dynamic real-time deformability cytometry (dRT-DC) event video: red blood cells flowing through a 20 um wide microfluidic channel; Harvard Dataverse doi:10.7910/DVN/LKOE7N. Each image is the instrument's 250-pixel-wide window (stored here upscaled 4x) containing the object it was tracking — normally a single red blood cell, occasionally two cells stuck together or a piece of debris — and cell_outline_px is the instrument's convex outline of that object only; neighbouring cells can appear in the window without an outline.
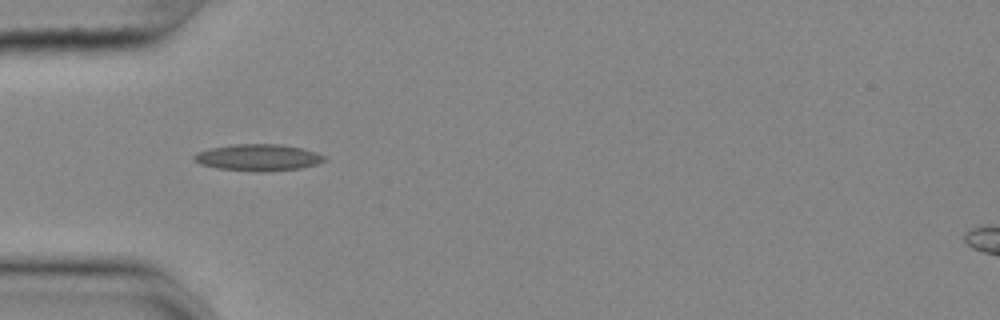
{"species": "common noctule bat (a hibernating species)", "species_latin": "Nyctalus noctula", "temperature_condition": "cold", "stored_images_in_passage": 39, "camera_frame_rate_fps": 3000, "um_per_image_px": 0.085, "animal": {"sex": "female", "body_mass_g": 25.1}, "frame": {"image": 1, "passage_image": 1, "time_ms": 0.0, "image_size_px": [1000, 320], "cell_outline_px": [[324, 160], [316, 164], [300, 168], [264, 172], [252, 172], [216, 168], [200, 164], [192, 160], [192, 156], [196, 152], [208, 148], [236, 144], [280, 144], [304, 148], [316, 152], [324, 156]], "centroid_in_image_um": [21.88, 13.39], "position_along_channel_um": 63.1, "area_um2": 20.46}}
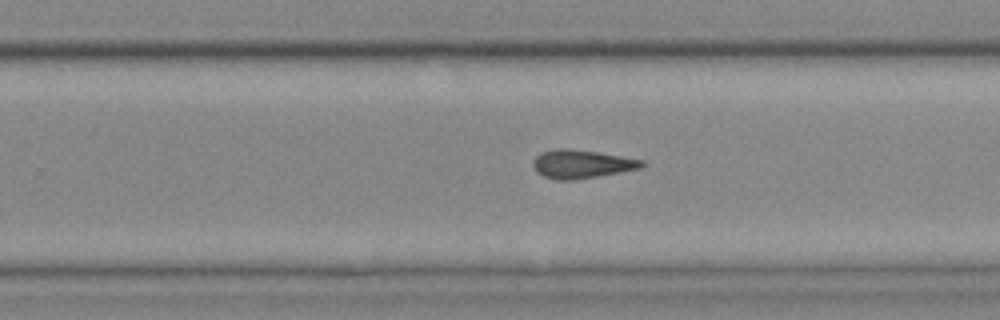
{"frame": {"image": 2, "passage_image": 19, "time_ms": 6.0, "image_size_px": [1000, 320], "cell_outline_px": [[648, 164], [644, 168], [572, 180], [556, 180], [544, 176], [536, 172], [532, 164], [532, 160], [540, 152], [556, 148], [568, 148], [600, 152], [644, 160]], "centroid_in_image_um": [49.46, 13.93], "position_along_channel_um": 280.3, "area_um2": 18.32}}
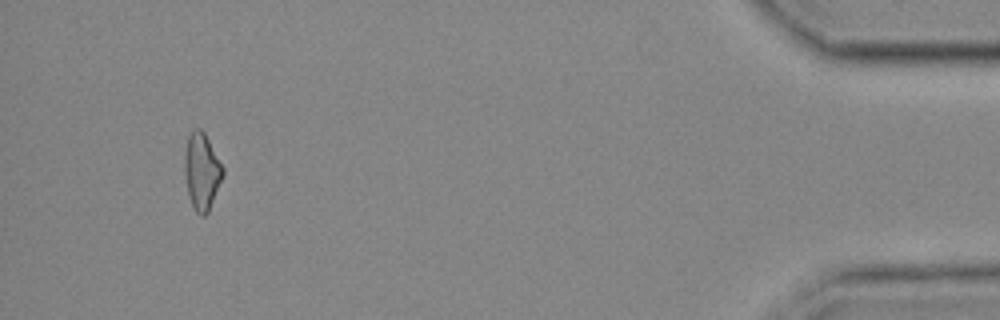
{"frame": {"image": 3, "passage_image": 36, "time_ms": 11.667, "image_size_px": [1000, 320], "cell_outline_px": [[224, 176], [208, 212], [204, 216], [200, 216], [196, 212], [192, 204], [188, 192], [184, 172], [184, 156], [188, 136], [192, 128], [200, 128], [204, 132], [224, 168]], "centroid_in_image_um": [17.16, 14.55], "position_along_channel_um": 418.0, "area_um2": 17.17}, "authors_computed_cell_mechanics": {"area_um2": 17.629, "velocity_mm_per_s": 3.6547, "shape_relaxation_time_tau1_ms": null, "shape_relaxation_time_tau2_ms": 5.0343, "deformation_change_tau1": null, "deformation_change_tau2": 0.1407}}